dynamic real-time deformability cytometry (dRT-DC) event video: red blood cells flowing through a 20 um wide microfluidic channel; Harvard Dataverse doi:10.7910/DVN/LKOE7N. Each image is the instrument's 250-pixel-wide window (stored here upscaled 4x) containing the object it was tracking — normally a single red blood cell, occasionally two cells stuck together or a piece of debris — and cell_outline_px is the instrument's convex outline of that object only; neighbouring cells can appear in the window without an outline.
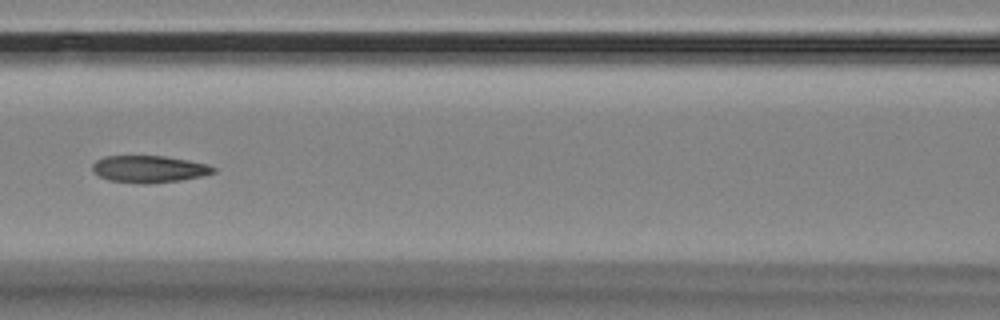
{"species": "Egyptian fruit bat (a non-hibernating species)", "species_latin": "Rousettus aegyptiacus", "temperature_condition": "room temperature", "stored_images_in_passage": 7, "camera_frame_rate_fps": 3000, "um_per_image_px": 0.085, "animal": {"sex": "female"}, "frame": {"image": 1, "passage_image": 3, "time_ms": 2.333, "image_size_px": [1000, 320], "cell_outline_px": [[216, 172], [204, 176], [180, 180], [148, 184], [140, 184], [108, 180], [92, 172], [92, 164], [96, 160], [104, 156], [164, 156], [188, 160], [208, 164], [216, 168]], "centroid_in_image_um": [12.67, 14.37], "position_along_channel_um": 153.9, "area_um2": 19.25}}
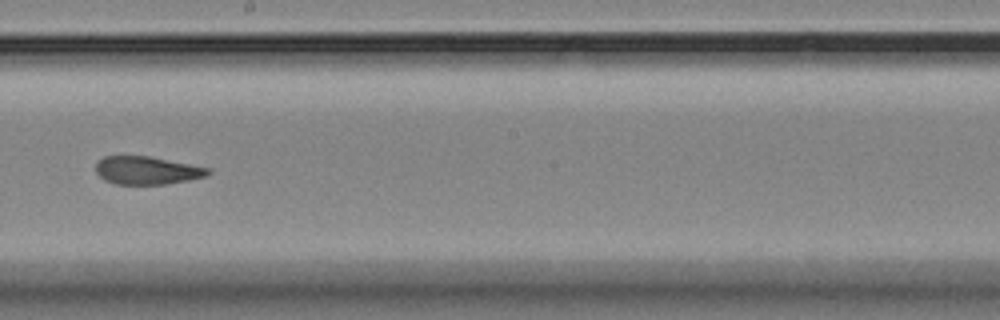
{"frame": {"image": 2, "passage_image": 5, "time_ms": 4.667, "image_size_px": [1000, 320], "cell_outline_px": [[212, 172], [208, 176], [188, 180], [164, 184], [116, 184], [104, 180], [96, 172], [96, 160], [104, 156], [148, 156], [212, 168]], "centroid_in_image_um": [12.51, 14.48], "position_along_channel_um": 235.7, "area_um2": 18.44}}
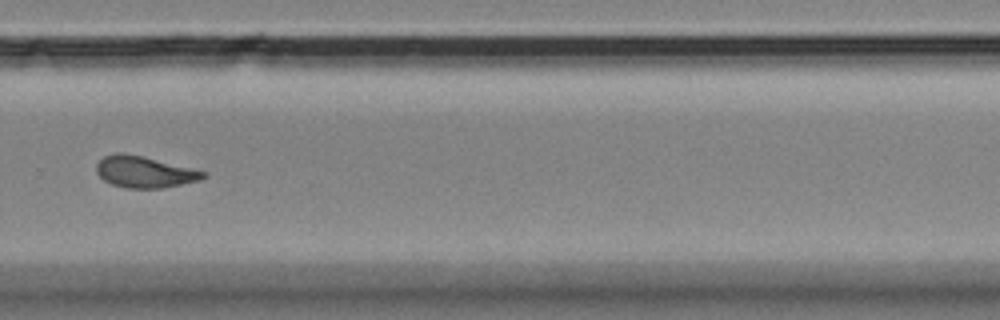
{"frame": {"image": 3, "passage_image": 7, "time_ms": 7.0, "image_size_px": [1000, 320], "cell_outline_px": [[208, 176], [200, 180], [160, 188], [124, 188], [112, 184], [104, 180], [96, 172], [96, 164], [104, 156], [116, 152], [124, 152], [192, 168], [208, 172]], "centroid_in_image_um": [12.27, 14.61], "position_along_channel_um": 317.5, "area_um2": 19.54}}